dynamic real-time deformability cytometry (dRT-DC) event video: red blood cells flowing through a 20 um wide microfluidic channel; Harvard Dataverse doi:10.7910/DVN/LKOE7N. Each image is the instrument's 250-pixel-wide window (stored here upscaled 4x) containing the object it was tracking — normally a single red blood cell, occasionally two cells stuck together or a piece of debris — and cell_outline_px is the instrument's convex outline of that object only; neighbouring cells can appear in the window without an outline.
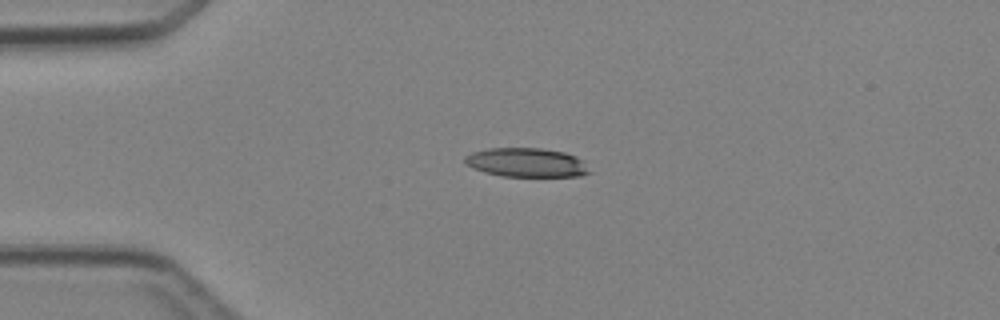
{"species": "Egyptian fruit bat (a non-hibernating species)", "species_latin": "Rousettus aegyptiacus", "temperature_condition": "cold", "stored_images_in_passage": 5, "camera_frame_rate_fps": 3000, "um_per_image_px": 0.085, "animal": {"sex": "female"}, "frame": {"image": 1, "passage_image": 4, "time_ms": 4.333, "image_size_px": [1000, 320], "cell_outline_px": [[592, 172], [580, 176], [500, 176], [484, 172], [472, 168], [464, 164], [464, 156], [472, 152], [488, 148], [540, 148], [564, 152], [576, 156], [584, 160]], "centroid_in_image_um": [44.75, 13.81], "position_along_channel_um": 40.2, "area_um2": 21.33}}